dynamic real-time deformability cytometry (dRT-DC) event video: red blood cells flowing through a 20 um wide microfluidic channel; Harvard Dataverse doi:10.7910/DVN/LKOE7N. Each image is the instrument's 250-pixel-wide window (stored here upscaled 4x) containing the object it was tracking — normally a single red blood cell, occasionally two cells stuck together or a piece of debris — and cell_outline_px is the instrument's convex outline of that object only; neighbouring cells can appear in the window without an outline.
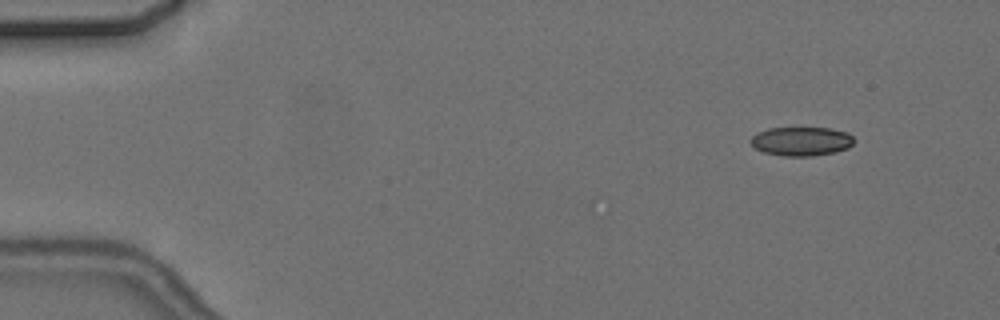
{"species": "common noctule bat (a hibernating species)", "species_latin": "Nyctalus noctula", "temperature_condition": "cold", "stored_images_in_passage": 4, "camera_frame_rate_fps": 3000, "um_per_image_px": 0.085, "animal": {"sex": "female", "body_mass_g": 24.6, "forearm_length_mm": 56.2}, "frame": {"image": 1, "passage_image": 2, "time_ms": 1.333, "image_size_px": [1000, 320], "cell_outline_px": [[852, 144], [848, 148], [836, 152], [812, 156], [784, 156], [764, 152], [756, 148], [748, 140], [756, 132], [768, 128], [832, 128], [848, 132], [852, 136]], "centroid_in_image_um": [68.1, 12.0], "position_along_channel_um": 16.9, "area_um2": 17.51}}